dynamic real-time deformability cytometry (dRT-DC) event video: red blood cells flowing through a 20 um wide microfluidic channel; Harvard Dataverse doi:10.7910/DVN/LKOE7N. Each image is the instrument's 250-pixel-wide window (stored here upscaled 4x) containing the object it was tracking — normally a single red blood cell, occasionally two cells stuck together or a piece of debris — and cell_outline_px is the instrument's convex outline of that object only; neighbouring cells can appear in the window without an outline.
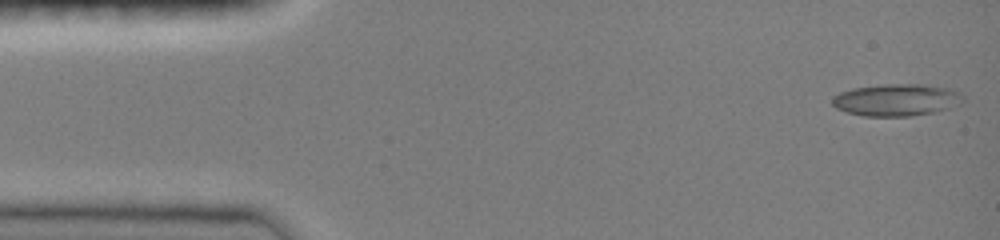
{"species": "common noctule bat (a hibernating species)", "species_latin": "Nyctalus noctula", "temperature_condition": "room temperature", "stored_images_in_passage": 46, "camera_frame_rate_fps": 3000, "um_per_image_px": 0.085, "animal": {"sex": "female", "body_mass_g": 19.0, "forearm_length_mm": 51.5}, "frame": {"image": 1, "passage_image": 1, "time_ms": 0.0, "image_size_px": [1000, 240], "cell_outline_px": [[964, 100], [960, 104], [948, 108], [932, 112], [912, 116], [864, 116], [848, 112], [836, 108], [832, 104], [832, 96], [840, 92], [852, 88], [880, 84], [924, 84], [952, 88], [960, 92], [964, 96]], "centroid_in_image_um": [76.22, 8.48], "position_along_channel_um": 8.8, "area_um2": 24.68}}
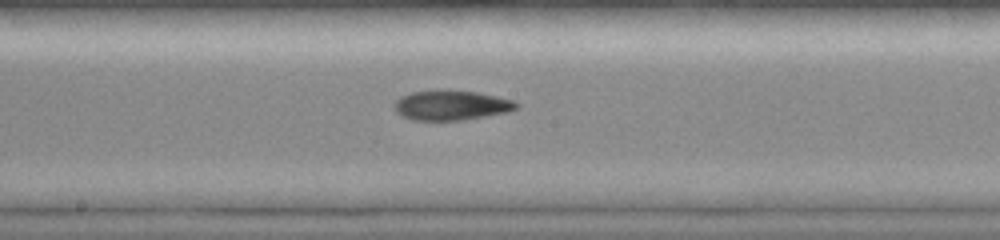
{"frame": {"image": 2, "passage_image": 24, "time_ms": 7.667, "image_size_px": [1000, 240], "cell_outline_px": [[520, 104], [516, 108], [508, 112], [460, 120], [412, 120], [396, 112], [396, 100], [400, 96], [412, 92], [436, 88], [448, 88], [476, 92], [516, 100]], "centroid_in_image_um": [38.37, 8.91], "position_along_channel_um": 209.8, "area_um2": 21.56}}
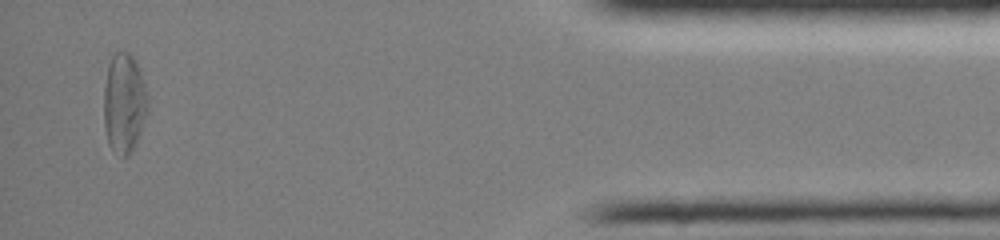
{"frame": {"image": 3, "passage_image": 44, "time_ms": 14.333, "image_size_px": [1000, 240], "cell_outline_px": [[148, 108], [136, 144], [124, 156], [120, 156], [108, 144], [104, 124], [104, 88], [108, 64], [112, 56], [116, 52], [128, 52], [136, 60], [140, 68], [148, 96]], "centroid_in_image_um": [10.55, 8.72], "position_along_channel_um": 424.6, "area_um2": 25.49}, "authors_computed_cell_mechanics": {"area_um2": 21.5016, "velocity_mm_per_s": 4.0714, "shape_relaxation_time_tau1_ms": null, "shape_relaxation_time_tau2_ms": 7.1202, "deformation_change_tau1": null, "deformation_change_tau2": 0.1563}}